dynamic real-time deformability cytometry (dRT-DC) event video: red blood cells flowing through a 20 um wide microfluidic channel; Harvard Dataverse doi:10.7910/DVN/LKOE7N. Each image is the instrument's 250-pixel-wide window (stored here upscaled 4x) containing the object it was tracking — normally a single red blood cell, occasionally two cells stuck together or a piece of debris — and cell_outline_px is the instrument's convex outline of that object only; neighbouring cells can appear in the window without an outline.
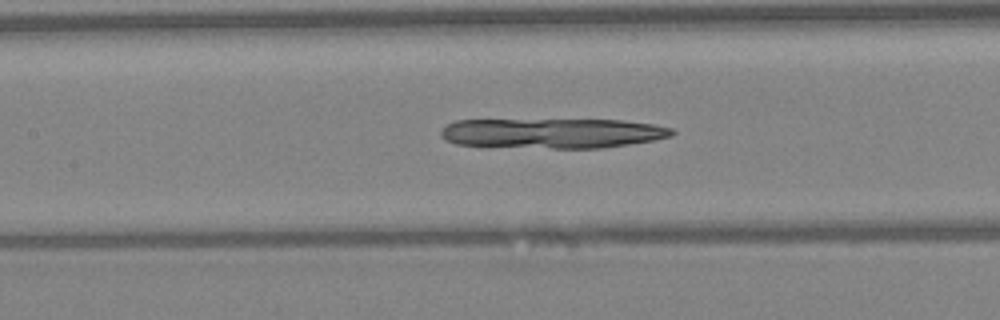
{"species": "Egyptian fruit bat (a non-hibernating species)", "species_latin": "Rousettus aegyptiacus", "temperature_condition": "warm", "stored_images_in_passage": 38, "camera_frame_rate_fps": 3000, "um_per_image_px": 0.085, "animal": {"sex": "female"}, "frame": {"image": 1, "passage_image": 21, "time_ms": 6.667, "image_size_px": [1000, 320], "cell_outline_px": [[676, 132], [672, 136], [652, 140], [628, 144], [600, 148], [552, 148], [456, 144], [440, 136], [440, 132], [448, 124], [456, 120], [624, 120], [656, 124], [672, 128]], "centroid_in_image_um": [47.02, 11.31], "position_along_channel_um": 160.4, "area_um2": 40.11}}